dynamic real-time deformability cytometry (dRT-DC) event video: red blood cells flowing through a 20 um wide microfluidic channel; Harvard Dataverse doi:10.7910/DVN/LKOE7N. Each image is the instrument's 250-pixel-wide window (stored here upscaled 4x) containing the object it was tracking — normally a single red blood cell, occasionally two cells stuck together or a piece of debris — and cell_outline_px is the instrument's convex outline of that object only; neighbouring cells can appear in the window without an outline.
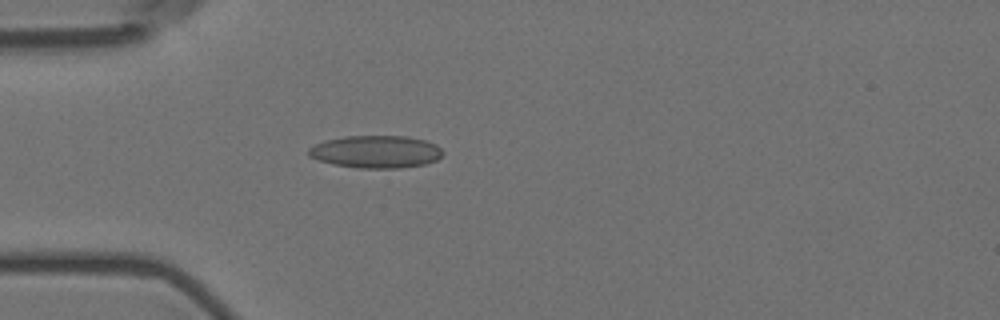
{"species": "Egyptian fruit bat (a non-hibernating species)", "species_latin": "Rousettus aegyptiacus", "temperature_condition": "room temperature", "stored_images_in_passage": 2, "camera_frame_rate_fps": 3000, "um_per_image_px": 0.085, "animal": {"sex": "female"}, "frame": {"image": 1, "passage_image": 2, "time_ms": 0.333, "image_size_px": [1000, 320], "cell_outline_px": [[444, 152], [436, 160], [424, 164], [400, 168], [356, 168], [332, 164], [308, 156], [308, 148], [324, 140], [344, 136], [404, 136], [424, 140], [436, 144]], "centroid_in_image_um": [31.93, 12.9], "position_along_channel_um": 53.1, "area_um2": 25.43}}